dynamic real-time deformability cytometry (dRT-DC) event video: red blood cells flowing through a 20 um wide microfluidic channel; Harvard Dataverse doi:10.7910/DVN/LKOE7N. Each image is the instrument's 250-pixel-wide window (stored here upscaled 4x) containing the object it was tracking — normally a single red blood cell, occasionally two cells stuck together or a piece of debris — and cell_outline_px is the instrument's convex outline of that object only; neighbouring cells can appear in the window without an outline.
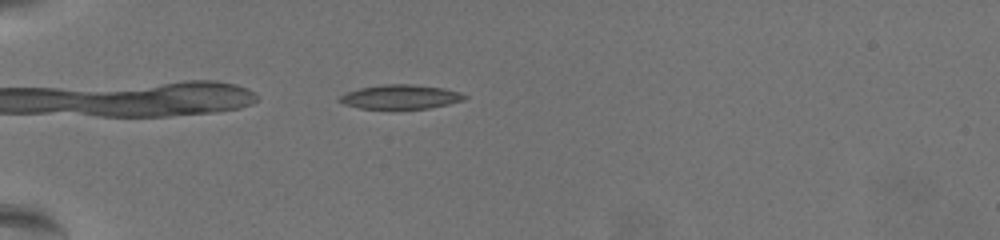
{"species": "common noctule bat (a hibernating species)", "species_latin": "Nyctalus noctula", "temperature_condition": "warm", "stored_images_in_passage": 42, "camera_frame_rate_fps": 3000, "um_per_image_px": 0.085, "animal": {"sex": "female", "body_mass_g": 19.5, "forearm_length_mm": 54.1}, "frame": {"image": 1, "passage_image": 1, "time_ms": 0.0, "image_size_px": [1000, 240], "cell_outline_px": [[468, 96], [464, 100], [448, 104], [428, 108], [360, 108], [344, 104], [336, 100], [340, 96], [348, 92], [360, 88], [384, 84], [408, 84], [444, 88], [460, 92]], "centroid_in_image_um": [34.05, 8.22], "position_along_channel_um": 50.9, "area_um2": 17.4}}
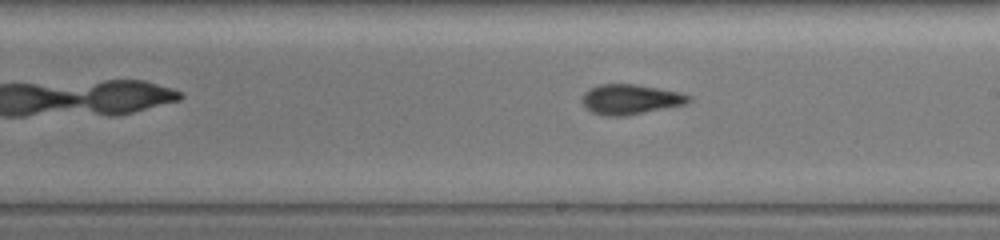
{"frame": {"image": 2, "passage_image": 19, "time_ms": 6.0, "image_size_px": [1000, 240], "cell_outline_px": [[692, 100], [684, 104], [624, 116], [604, 116], [592, 112], [580, 100], [584, 92], [600, 84], [636, 84], [680, 92], [692, 96]], "centroid_in_image_um": [53.58, 8.44], "position_along_channel_um": 235.4, "area_um2": 18.5}}
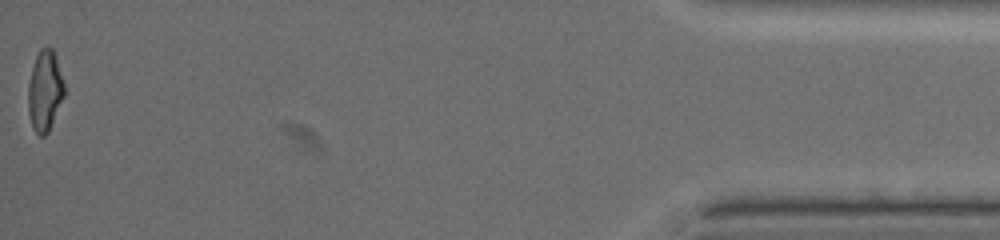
{"frame": {"image": 3, "passage_image": 42, "time_ms": 13.667, "image_size_px": [1000, 240], "cell_outline_px": [[64, 96], [48, 132], [44, 136], [40, 136], [32, 128], [28, 112], [28, 84], [32, 68], [36, 56], [40, 48], [52, 48], [64, 84]], "centroid_in_image_um": [3.79, 7.76], "position_along_channel_um": 431.4, "area_um2": 16.7}, "authors_computed_cell_mechanics": {"area_um2": 18.0336, "velocity_mm_per_s": 3.5981, "shape_relaxation_time_tau1_ms": 5.6486, "shape_relaxation_time_tau2_ms": 2.1126, "deformation_change_tau1": 0.1798, "deformation_change_tau2": 0.0988}}